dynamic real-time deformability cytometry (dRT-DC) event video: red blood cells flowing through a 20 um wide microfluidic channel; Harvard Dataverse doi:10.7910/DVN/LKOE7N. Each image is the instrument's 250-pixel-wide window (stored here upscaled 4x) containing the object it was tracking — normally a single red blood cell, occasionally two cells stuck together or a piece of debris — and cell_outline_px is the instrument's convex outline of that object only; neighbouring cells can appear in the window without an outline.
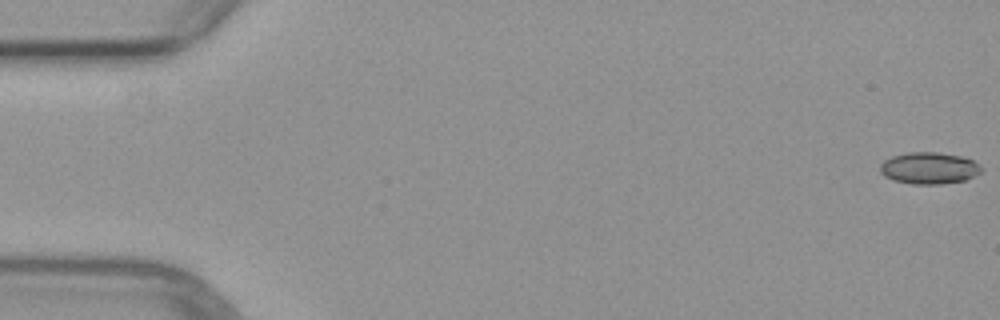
{"species": "common noctule bat (a hibernating species)", "species_latin": "Nyctalus noctula", "temperature_condition": "warm", "stored_images_in_passage": 5, "camera_frame_rate_fps": 3000, "um_per_image_px": 0.085, "animal": {"sex": "female", "body_mass_g": 29.2, "forearm_length_mm": 56.3}, "frame": {"image": 1, "passage_image": 1, "time_ms": 0.0, "image_size_px": [1000, 320], "cell_outline_px": [[984, 168], [980, 172], [964, 180], [940, 184], [912, 184], [892, 180], [884, 176], [880, 172], [880, 164], [884, 160], [892, 156], [908, 152], [936, 152], [960, 156], [972, 160]], "centroid_in_image_um": [78.93, 14.29], "position_along_channel_um": 6.1, "area_um2": 18.67}}